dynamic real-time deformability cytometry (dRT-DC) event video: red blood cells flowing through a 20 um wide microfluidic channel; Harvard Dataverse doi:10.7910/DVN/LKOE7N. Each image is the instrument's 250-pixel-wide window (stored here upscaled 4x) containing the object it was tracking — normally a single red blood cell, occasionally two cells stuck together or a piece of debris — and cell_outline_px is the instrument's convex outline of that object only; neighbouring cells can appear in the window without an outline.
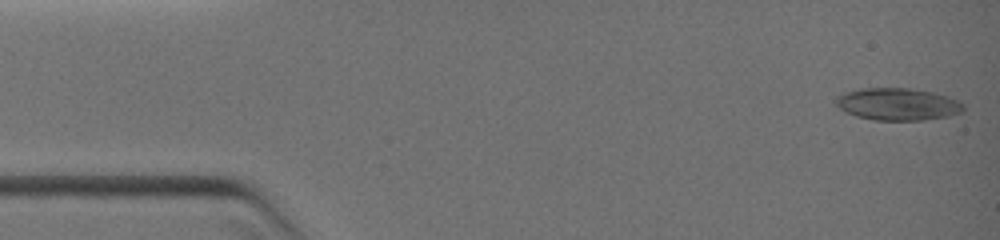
{"species": "common noctule bat (a hibernating species)", "species_latin": "Nyctalus noctula", "temperature_condition": "warm", "stored_images_in_passage": 21, "camera_frame_rate_fps": 3000, "um_per_image_px": 0.085, "animal": {"sex": "female", "body_mass_g": 19.0, "forearm_length_mm": 51.5}, "frame": {"image": 1, "passage_image": 1, "time_ms": 0.0, "image_size_px": [1000, 240], "cell_outline_px": [[964, 108], [960, 112], [948, 116], [924, 120], [872, 120], [856, 116], [844, 112], [832, 100], [836, 96], [844, 92], [860, 88], [912, 88], [932, 92], [956, 100], [964, 104]], "centroid_in_image_um": [76.23, 8.85], "position_along_channel_um": 8.8, "area_um2": 24.04}}
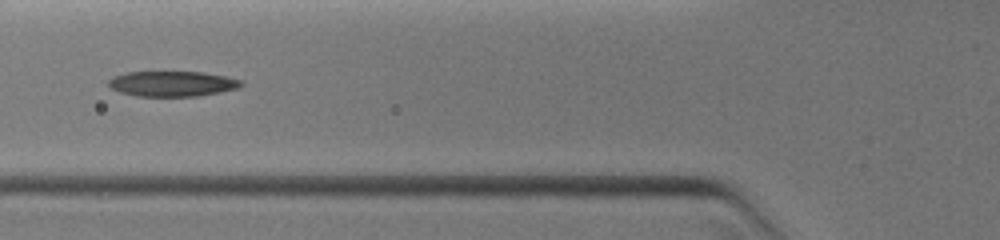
{"frame": {"image": 2, "passage_image": 17, "time_ms": 4.667, "image_size_px": [1000, 240], "cell_outline_px": [[244, 84], [240, 88], [220, 92], [196, 96], [136, 96], [120, 92], [112, 88], [108, 84], [108, 80], [116, 76], [128, 72], [204, 72], [244, 80]], "centroid_in_image_um": [14.7, 7.12], "position_along_channel_um": 111.1, "area_um2": 19.54}}
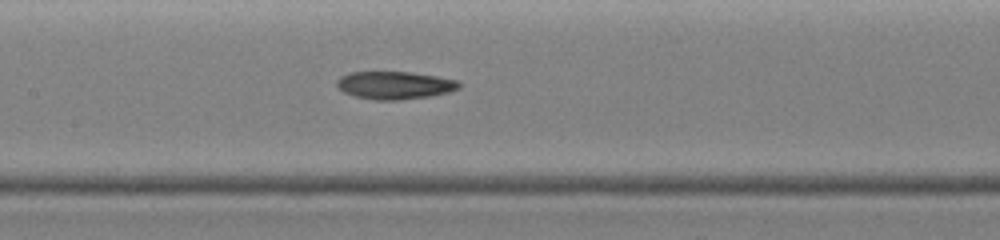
{"frame": {"image": 3, "passage_image": 21, "time_ms": 6.0, "image_size_px": [1000, 240], "cell_outline_px": [[464, 84], [460, 88], [448, 92], [428, 96], [400, 100], [376, 100], [356, 96], [344, 92], [336, 84], [336, 80], [340, 76], [352, 72], [412, 72], [436, 76], [456, 80]], "centroid_in_image_um": [33.57, 7.24], "position_along_channel_um": 173.8, "area_um2": 19.71}}